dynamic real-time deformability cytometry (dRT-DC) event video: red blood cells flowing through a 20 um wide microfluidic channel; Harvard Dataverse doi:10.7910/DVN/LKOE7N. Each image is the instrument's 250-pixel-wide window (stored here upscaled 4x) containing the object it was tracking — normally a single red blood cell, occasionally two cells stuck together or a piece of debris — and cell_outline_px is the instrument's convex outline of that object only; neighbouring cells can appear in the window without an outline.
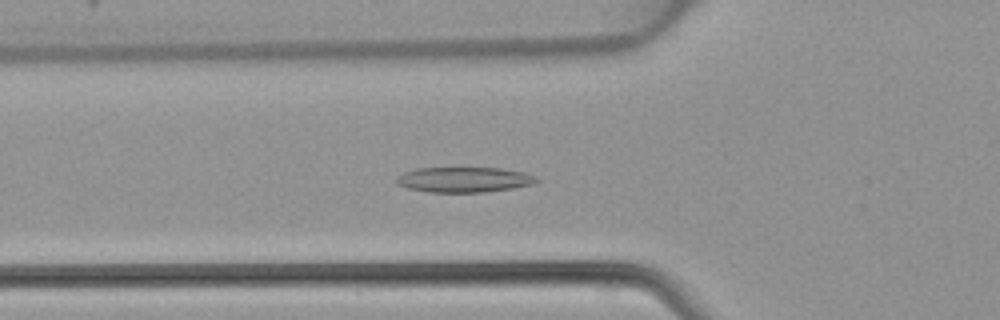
{"species": "common noctule bat (a hibernating species)", "species_latin": "Nyctalus noctula", "temperature_condition": "warm", "stored_images_in_passage": 46, "camera_frame_rate_fps": 3000, "um_per_image_px": 0.085, "animal": {"sex": "female", "body_mass_g": 22.7, "forearm_length_mm": 54.2}, "frame": {"image": 1, "passage_image": 16, "time_ms": 5.0, "image_size_px": [1000, 320], "cell_outline_px": [[540, 180], [532, 184], [512, 188], [484, 192], [428, 192], [408, 188], [396, 184], [396, 180], [404, 172], [416, 168], [500, 168], [524, 172], [536, 176]], "centroid_in_image_um": [39.45, 15.27], "position_along_channel_um": 86.3, "area_um2": 20.52}}
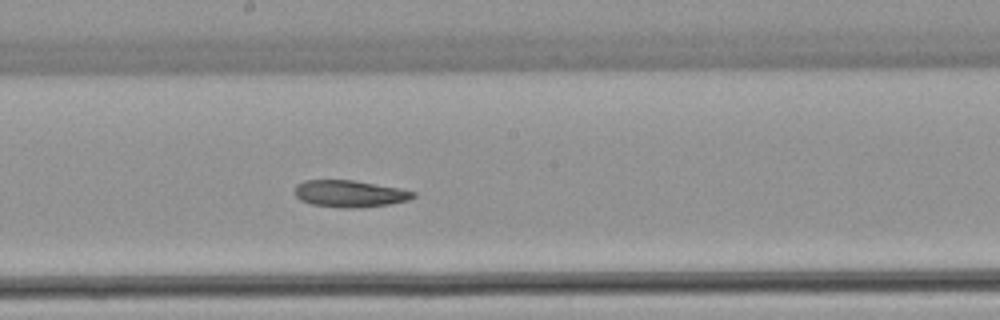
{"frame": {"image": 2, "passage_image": 25, "time_ms": 8.0, "image_size_px": [1000, 320], "cell_outline_px": [[416, 196], [408, 200], [388, 204], [360, 208], [344, 208], [312, 204], [300, 200], [292, 192], [296, 184], [304, 180], [352, 180], [400, 188], [416, 192]], "centroid_in_image_um": [29.7, 16.46], "position_along_channel_um": 218.5, "area_um2": 18.67}}
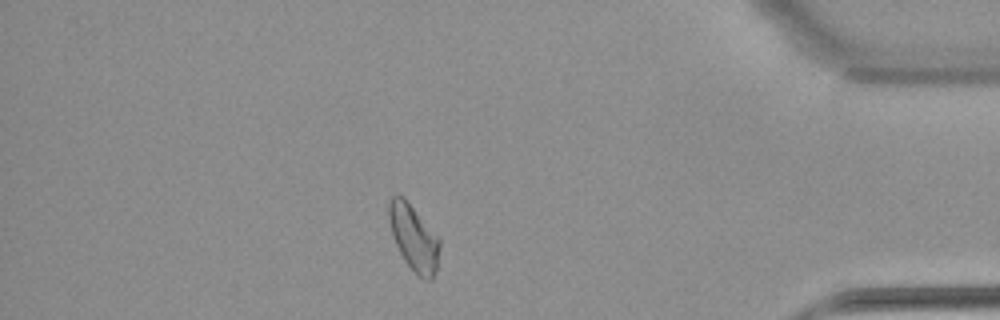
{"frame": {"image": 3, "passage_image": 40, "time_ms": 13.0, "image_size_px": [1000, 320], "cell_outline_px": [[440, 248], [436, 272], [432, 280], [424, 280], [404, 260], [392, 236], [388, 220], [388, 200], [392, 196], [404, 196], [440, 240]], "centroid_in_image_um": [35.16, 20.19], "position_along_channel_um": 400.0, "area_um2": 19.36}}